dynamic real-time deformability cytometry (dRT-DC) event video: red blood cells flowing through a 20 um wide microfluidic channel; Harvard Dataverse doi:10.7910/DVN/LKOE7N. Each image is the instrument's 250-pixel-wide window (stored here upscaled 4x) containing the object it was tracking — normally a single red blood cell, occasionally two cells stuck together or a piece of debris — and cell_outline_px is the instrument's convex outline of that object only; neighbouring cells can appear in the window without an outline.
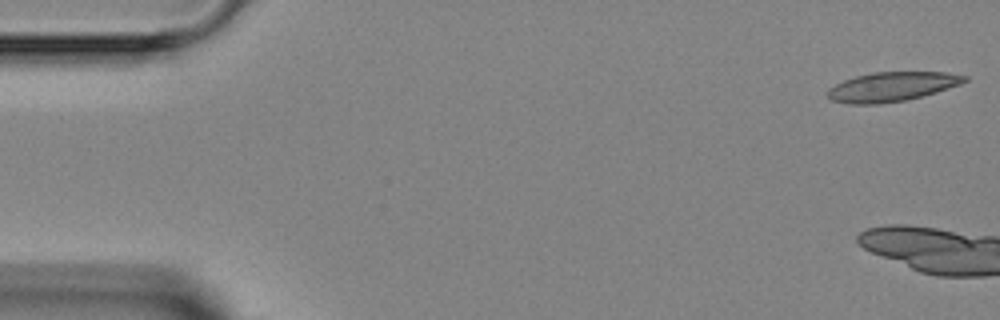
{"species": "Egyptian fruit bat (a non-hibernating species)", "species_latin": "Rousettus aegyptiacus", "temperature_condition": "room temperature", "stored_images_in_passage": 6, "camera_frame_rate_fps": 3000, "um_per_image_px": 0.085, "animal": {"sex": "female"}, "frame": {"image": 1, "passage_image": 1, "time_ms": 0.0, "image_size_px": [1000, 320], "cell_outline_px": [[968, 80], [960, 84], [936, 92], [908, 100], [880, 104], [848, 104], [832, 100], [828, 96], [828, 88], [844, 80], [856, 76], [872, 72], [948, 72], [968, 76]], "centroid_in_image_um": [75.82, 7.37], "position_along_channel_um": 9.2, "area_um2": 23.47}}
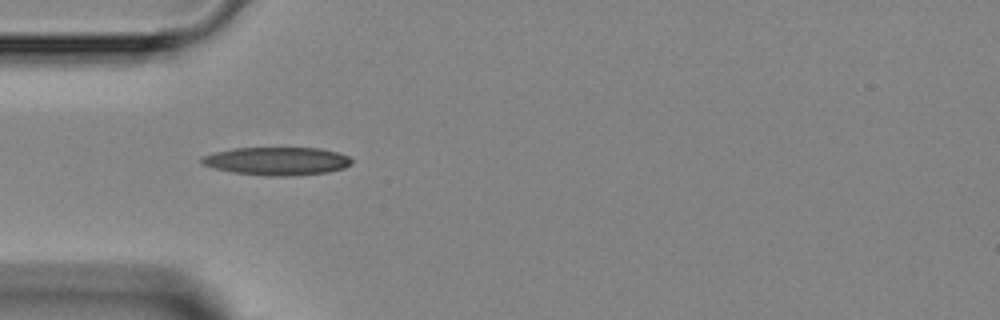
{"frame": {"image": 2, "passage_image": 6, "time_ms": 6.667, "image_size_px": [1000, 320], "cell_outline_px": [[352, 164], [344, 168], [328, 172], [292, 176], [264, 176], [232, 172], [216, 168], [204, 164], [200, 160], [204, 156], [216, 152], [232, 148], [320, 148], [336, 152], [348, 156], [352, 160]], "centroid_in_image_um": [23.58, 13.7], "position_along_channel_um": 61.4, "area_um2": 24.45}}